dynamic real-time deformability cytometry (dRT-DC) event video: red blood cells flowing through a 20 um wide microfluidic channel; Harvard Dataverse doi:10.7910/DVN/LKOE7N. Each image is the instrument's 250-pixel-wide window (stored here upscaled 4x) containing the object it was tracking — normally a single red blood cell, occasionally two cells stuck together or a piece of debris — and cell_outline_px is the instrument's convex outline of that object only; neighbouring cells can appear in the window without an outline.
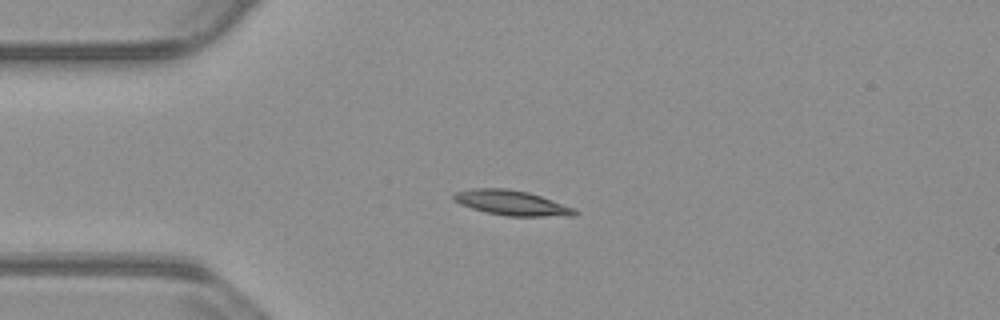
{"species": "common noctule bat (a hibernating species)", "species_latin": "Nyctalus noctula", "temperature_condition": "warm", "stored_images_in_passage": 42, "camera_frame_rate_fps": 3000, "um_per_image_px": 0.085, "animal": {"sex": "male", "body_mass_g": 23.1, "forearm_length_mm": 52.7}, "frame": {"image": 1, "passage_image": 1, "time_ms": 0.0, "image_size_px": [1000, 320], "cell_outline_px": [[580, 212], [576, 216], [508, 216], [484, 212], [460, 204], [452, 200], [452, 196], [456, 192], [472, 188], [508, 188], [528, 192], [576, 208]], "centroid_in_image_um": [43.51, 17.25], "position_along_channel_um": 41.5, "area_um2": 17.8}}
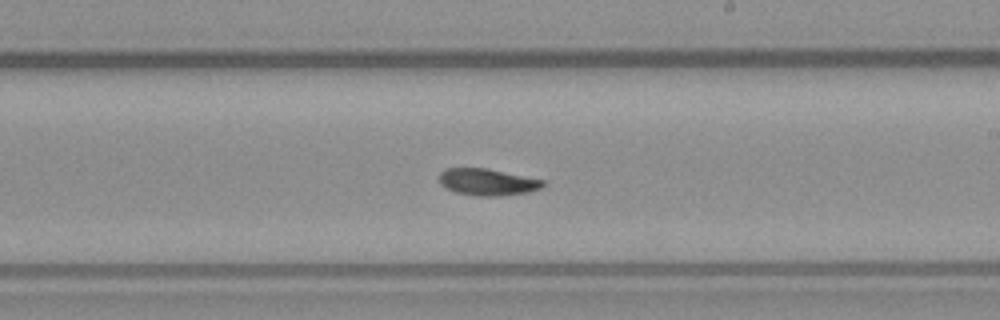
{"frame": {"image": 2, "passage_image": 19, "time_ms": 6.0, "image_size_px": [1000, 320], "cell_outline_px": [[544, 184], [540, 188], [528, 192], [500, 196], [476, 196], [456, 192], [440, 184], [440, 172], [444, 168], [488, 168], [544, 180]], "centroid_in_image_um": [41.42, 15.46], "position_along_channel_um": 247.6, "area_um2": 16.13}}
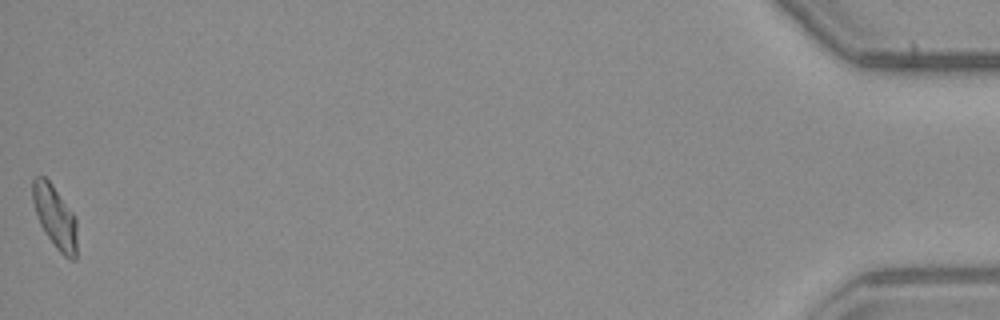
{"frame": {"image": 3, "passage_image": 42, "time_ms": 13.667, "image_size_px": [1000, 320], "cell_outline_px": [[76, 260], [68, 260], [56, 248], [44, 232], [40, 224], [32, 200], [32, 180], [36, 176], [44, 176], [52, 184], [76, 216]], "centroid_in_image_um": [4.68, 18.44], "position_along_channel_um": 430.5, "area_um2": 16.3}}